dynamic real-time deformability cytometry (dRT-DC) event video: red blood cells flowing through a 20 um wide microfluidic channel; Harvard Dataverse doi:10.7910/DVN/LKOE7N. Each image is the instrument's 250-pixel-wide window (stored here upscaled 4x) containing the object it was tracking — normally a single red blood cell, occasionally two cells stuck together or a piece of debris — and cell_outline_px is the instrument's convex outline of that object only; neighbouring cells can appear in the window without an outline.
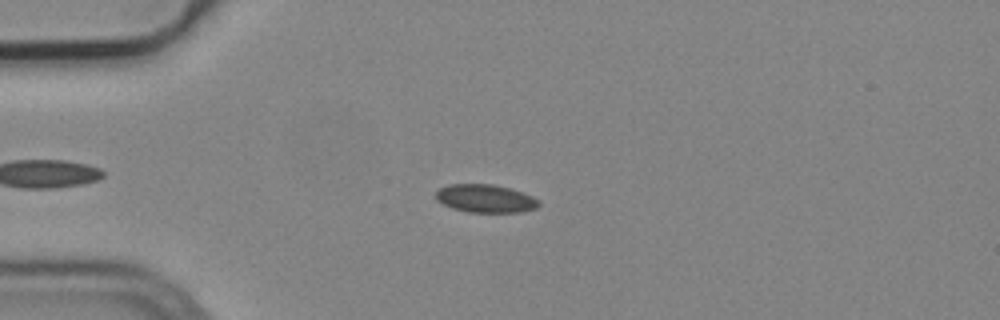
{"species": "common noctule bat (a hibernating species)", "species_latin": "Nyctalus noctula", "temperature_condition": "cold", "stored_images_in_passage": 44, "camera_frame_rate_fps": 3000, "um_per_image_px": 0.085, "animal": {"sex": "male", "body_mass_g": 19.2, "forearm_length_mm": 51.8}, "frame": {"image": 1, "passage_image": 12, "time_ms": 3.667, "image_size_px": [1000, 320], "cell_outline_px": [[540, 204], [536, 208], [520, 212], [468, 212], [452, 208], [436, 200], [436, 192], [440, 188], [448, 184], [492, 184], [512, 188], [532, 196], [540, 200]], "centroid_in_image_um": [41.27, 16.87], "position_along_channel_um": 43.7, "area_um2": 16.94}}
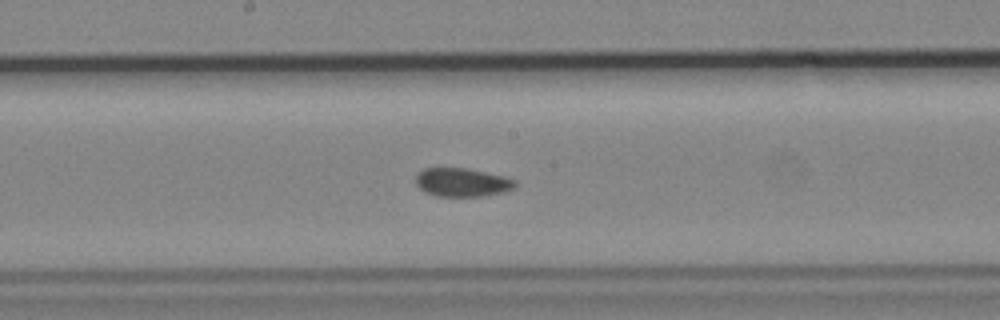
{"frame": {"image": 2, "passage_image": 27, "time_ms": 8.667, "image_size_px": [1000, 320], "cell_outline_px": [[516, 188], [504, 192], [484, 196], [436, 196], [420, 188], [416, 184], [416, 176], [424, 168], [464, 168], [504, 176], [516, 180]], "centroid_in_image_um": [39.32, 15.5], "position_along_channel_um": 208.9, "area_um2": 16.42}}
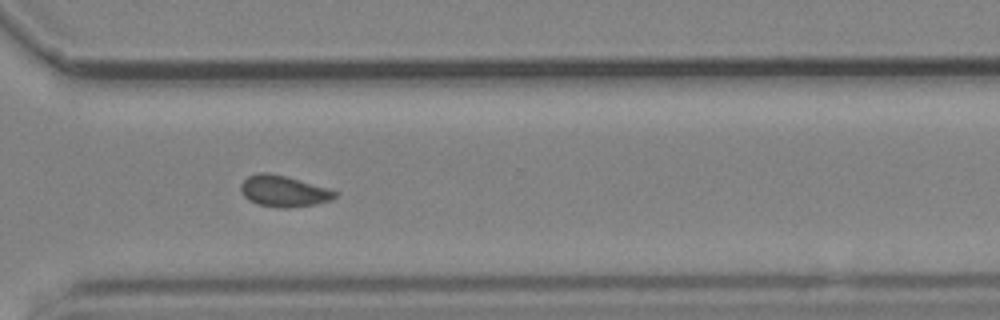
{"frame": {"image": 3, "passage_image": 38, "time_ms": 12.333, "image_size_px": [1000, 320], "cell_outline_px": [[340, 192], [332, 200], [316, 204], [284, 208], [256, 204], [248, 200], [244, 196], [240, 188], [240, 184], [248, 176], [260, 172], [268, 172], [284, 176]], "centroid_in_image_um": [24.09, 16.25], "position_along_channel_um": 346.5, "area_um2": 16.94}, "authors_computed_cell_mechanics": {"area_um2": 16.8776, "velocity_mm_per_s": 3.7547, "shape_relaxation_time_tau1_ms": null, "shape_relaxation_time_tau2_ms": 4.183, "deformation_change_tau1": null, "deformation_change_tau2": 0.0619}}